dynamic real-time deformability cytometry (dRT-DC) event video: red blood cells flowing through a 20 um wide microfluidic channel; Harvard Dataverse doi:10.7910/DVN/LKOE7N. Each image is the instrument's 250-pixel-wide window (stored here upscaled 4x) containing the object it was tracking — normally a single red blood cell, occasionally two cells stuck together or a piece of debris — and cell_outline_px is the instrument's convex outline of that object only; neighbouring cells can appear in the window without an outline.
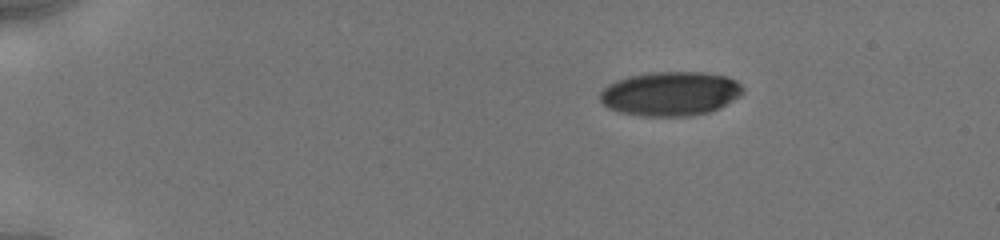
{"species": "human", "species_latin": "Homo sapiens", "temperature_condition": "cold", "stored_images_in_passage": 12, "camera_frame_rate_fps": 3000, "um_per_image_px": 0.085, "donor": {"sex": "male"}, "frame": {"image": 1, "passage_image": 1, "time_ms": 0.0, "image_size_px": [1000, 240], "cell_outline_px": [[744, 92], [740, 96], [720, 108], [708, 112], [688, 116], [640, 116], [620, 112], [608, 108], [600, 100], [600, 92], [608, 84], [616, 80], [628, 76], [656, 72], [704, 72], [728, 76], [736, 80], [744, 88]], "centroid_in_image_um": [57.0, 7.96], "position_along_channel_um": 28.0, "area_um2": 36.99}}
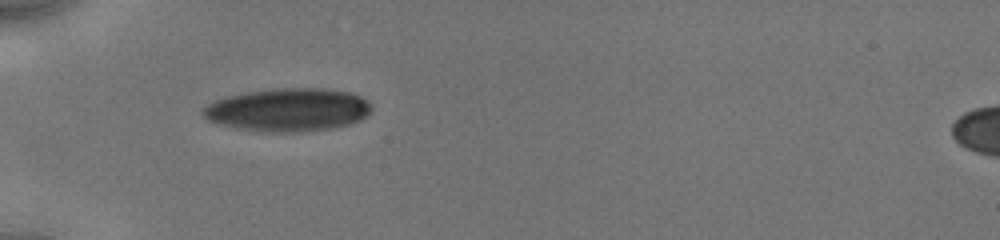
{"frame": {"image": 2, "passage_image": 5, "time_ms": 3.0, "image_size_px": [1000, 240], "cell_outline_px": [[372, 108], [368, 116], [352, 124], [332, 128], [296, 132], [280, 132], [236, 128], [208, 120], [200, 112], [200, 108], [204, 104], [224, 96], [272, 88], [324, 88], [352, 92], [368, 100], [372, 104]], "centroid_in_image_um": [24.5, 9.31], "position_along_channel_um": 60.5, "area_um2": 42.77}}
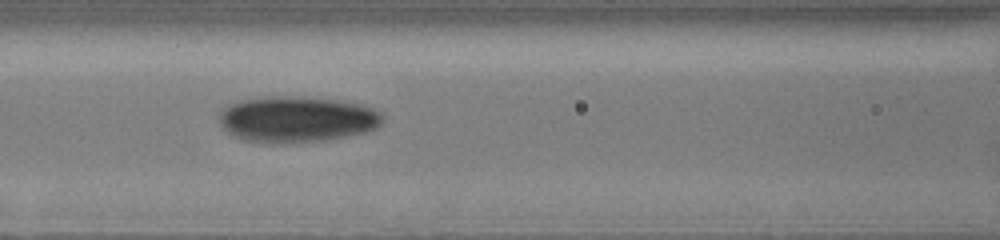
{"frame": {"image": 3, "passage_image": 11, "time_ms": 5.333, "image_size_px": [1000, 240], "cell_outline_px": [[384, 120], [376, 128], [364, 132], [324, 140], [244, 140], [232, 136], [220, 124], [220, 112], [228, 104], [240, 100], [264, 96], [300, 96], [336, 100], [364, 104], [380, 112], [384, 116]], "centroid_in_image_um": [25.25, 10.07], "position_along_channel_um": 141.4, "area_um2": 42.95}}